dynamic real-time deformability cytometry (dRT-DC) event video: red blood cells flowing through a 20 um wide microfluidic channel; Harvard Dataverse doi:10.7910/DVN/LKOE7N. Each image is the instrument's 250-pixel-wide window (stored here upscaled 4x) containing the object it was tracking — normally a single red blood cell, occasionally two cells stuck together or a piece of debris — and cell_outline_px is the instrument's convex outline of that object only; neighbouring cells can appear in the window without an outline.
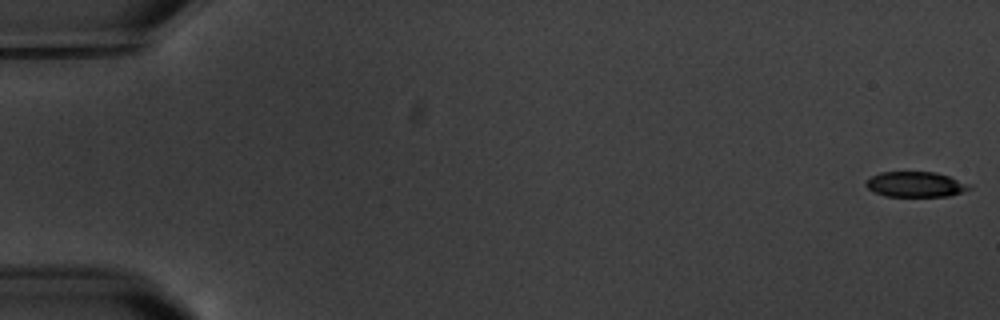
{"species": "common noctule bat (a hibernating species)", "species_latin": "Nyctalus noctula", "temperature_condition": "warm", "stored_images_in_passage": 8, "camera_frame_rate_fps": 3000, "um_per_image_px": 0.085, "animal": {"sex": "male", "body_mass_g": 20.1, "forearm_length_mm": 53.5}, "frame": {"image": 1, "passage_image": 1, "time_ms": 0.0, "image_size_px": [1000, 320], "cell_outline_px": [[972, 188], [948, 196], [884, 196], [868, 188], [864, 184], [872, 176], [880, 172], [936, 172], [972, 184]], "centroid_in_image_um": [77.84, 15.67], "position_along_channel_um": 7.2, "area_um2": 15.14}}
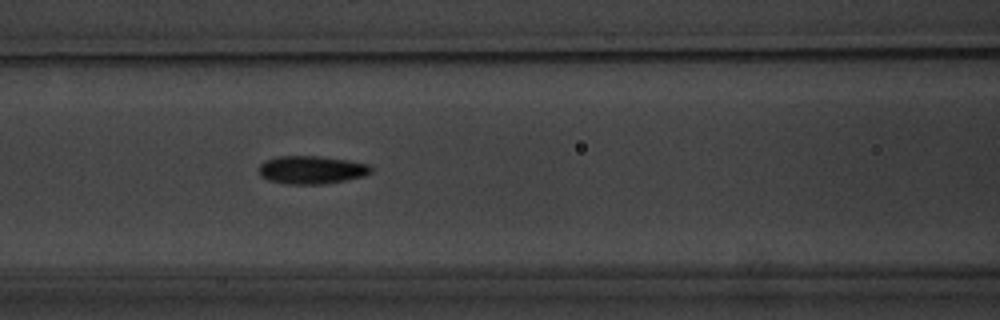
{"frame": {"image": 2, "passage_image": 8, "time_ms": 8.333, "image_size_px": [1000, 320], "cell_outline_px": [[372, 172], [364, 176], [324, 184], [288, 184], [268, 180], [260, 176], [260, 164], [268, 160], [280, 156], [320, 156], [348, 160], [368, 164], [372, 168]], "centroid_in_image_um": [26.5, 14.44], "position_along_channel_um": 140.1, "area_um2": 18.21}}